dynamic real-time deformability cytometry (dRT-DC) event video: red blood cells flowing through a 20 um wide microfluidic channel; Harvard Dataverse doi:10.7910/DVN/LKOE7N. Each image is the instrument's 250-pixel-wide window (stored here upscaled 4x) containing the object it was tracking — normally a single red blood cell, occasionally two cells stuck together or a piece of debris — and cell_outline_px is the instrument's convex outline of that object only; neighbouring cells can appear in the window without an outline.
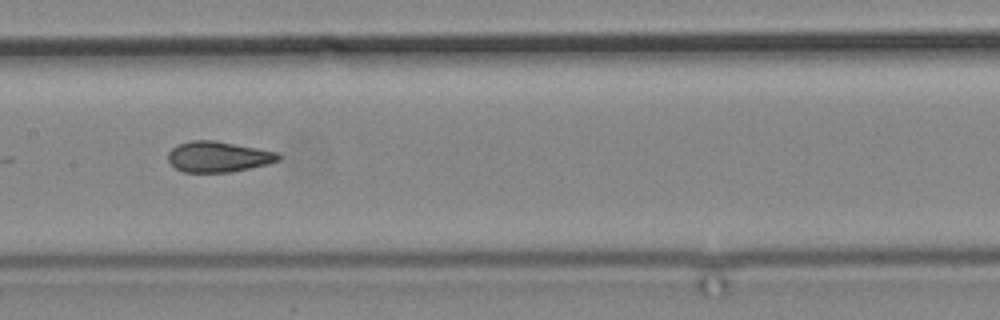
{"species": "common noctule bat (a hibernating species)", "species_latin": "Nyctalus noctula", "temperature_condition": "cold", "stored_images_in_passage": 5, "camera_frame_rate_fps": 3000, "um_per_image_px": 0.085, "animal": {"sex": "male", "body_mass_g": 19.2, "forearm_length_mm": 51.8}, "frame": {"image": 1, "passage_image": 4, "time_ms": 3.667, "image_size_px": [1000, 320], "cell_outline_px": [[280, 160], [268, 164], [232, 172], [184, 172], [176, 168], [168, 160], [168, 152], [172, 148], [180, 144], [192, 140], [216, 140], [276, 152], [280, 156]], "centroid_in_image_um": [18.55, 13.32], "position_along_channel_um": 188.9, "area_um2": 19.59}}
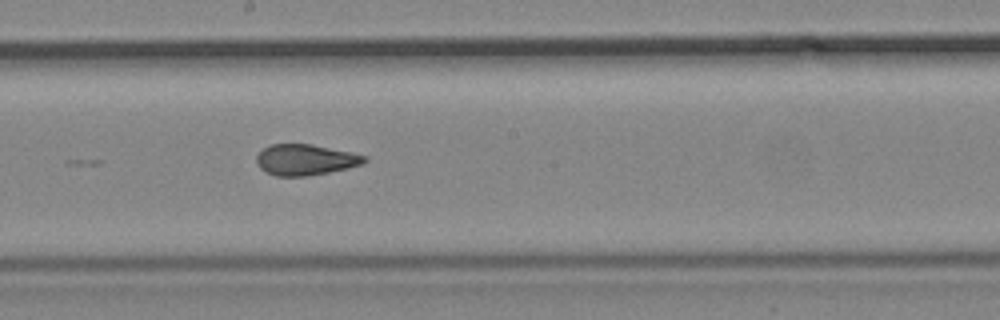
{"frame": {"image": 2, "passage_image": 5, "time_ms": 4.667, "image_size_px": [1000, 320], "cell_outline_px": [[368, 160], [364, 164], [348, 168], [308, 176], [276, 176], [260, 168], [256, 160], [256, 156], [264, 148], [272, 144], [312, 144], [352, 152], [368, 156]], "centroid_in_image_um": [26.01, 13.57], "position_along_channel_um": 222.2, "area_um2": 19.48}}